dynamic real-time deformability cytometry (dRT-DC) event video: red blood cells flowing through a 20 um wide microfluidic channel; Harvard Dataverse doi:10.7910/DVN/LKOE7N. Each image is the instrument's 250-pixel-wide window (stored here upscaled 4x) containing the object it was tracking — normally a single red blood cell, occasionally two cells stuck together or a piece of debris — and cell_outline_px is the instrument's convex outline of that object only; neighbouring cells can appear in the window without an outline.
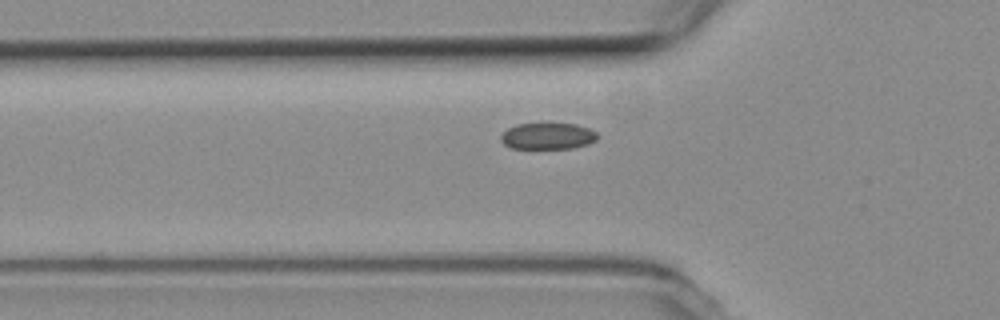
{"species": "common noctule bat (a hibernating species)", "species_latin": "Nyctalus noctula", "temperature_condition": "room temperature", "stored_images_in_passage": 36, "camera_frame_rate_fps": 3000, "um_per_image_px": 0.085, "animal": {"sex": "female", "body_mass_g": 19.3, "forearm_length_mm": 54.1}, "frame": {"image": 1, "passage_image": 7, "time_ms": 2.0, "image_size_px": [1000, 320], "cell_outline_px": [[600, 136], [596, 140], [588, 144], [572, 148], [512, 148], [504, 144], [500, 140], [500, 136], [508, 128], [516, 124], [576, 124], [588, 128], [596, 132]], "centroid_in_image_um": [46.57, 11.57], "position_along_channel_um": 79.2, "area_um2": 14.8}}
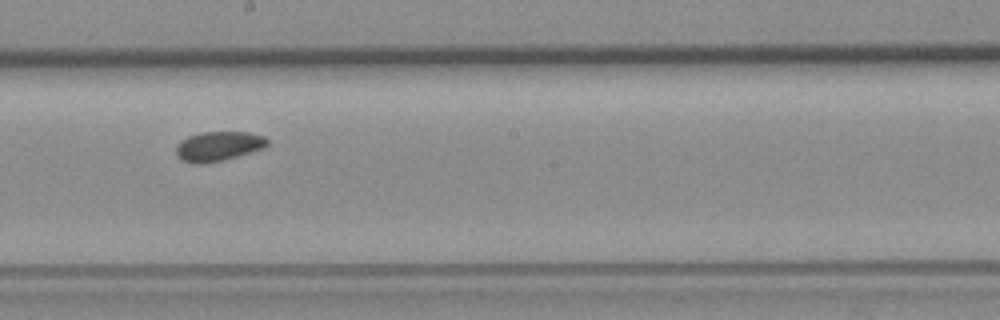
{"frame": {"image": 2, "passage_image": 19, "time_ms": 6.0, "image_size_px": [1000, 320], "cell_outline_px": [[268, 144], [264, 148], [224, 160], [204, 164], [196, 164], [180, 160], [176, 156], [176, 148], [180, 140], [188, 136], [200, 132], [248, 132], [264, 136], [268, 140]], "centroid_in_image_um": [18.53, 12.43], "position_along_channel_um": 229.7, "area_um2": 15.9}}
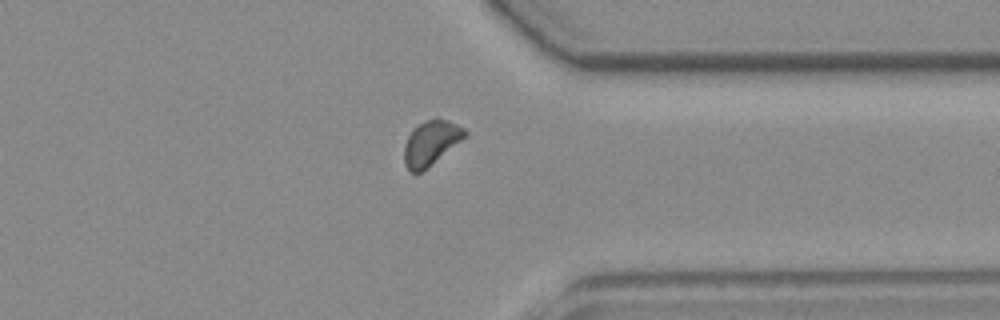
{"frame": {"image": 3, "passage_image": 31, "time_ms": 10.0, "image_size_px": [1000, 320], "cell_outline_px": [[468, 136], [420, 172], [408, 172], [404, 164], [404, 144], [412, 128], [416, 124], [436, 116], [448, 120], [464, 128], [468, 132]], "centroid_in_image_um": [36.62, 12.1], "position_along_channel_um": 374.8, "area_um2": 16.01}}